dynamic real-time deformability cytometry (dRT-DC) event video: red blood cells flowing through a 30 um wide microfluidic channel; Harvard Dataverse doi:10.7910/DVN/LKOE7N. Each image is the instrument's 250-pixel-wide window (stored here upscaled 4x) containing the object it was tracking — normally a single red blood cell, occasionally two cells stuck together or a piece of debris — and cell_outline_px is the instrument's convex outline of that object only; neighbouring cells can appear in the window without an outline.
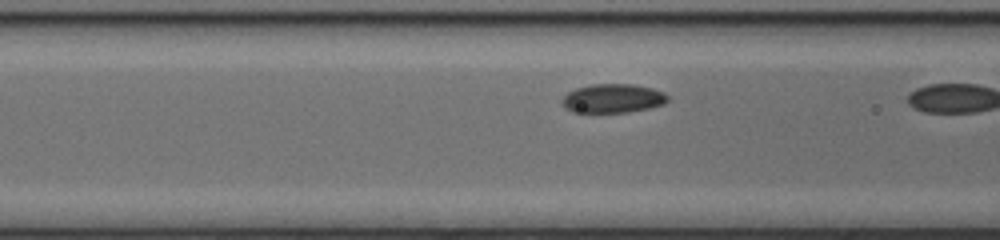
{"species": "common noctule bat (a hibernating species)", "species_latin": "Nyctalus noctula", "temperature_condition": "cold", "stored_images_in_passage": 8, "camera_frame_rate_fps": 3000, "um_per_image_px": 0.085, "animal": {"sex": "female", "body_mass_g": 17.0, "forearm_length_mm": 48.0}, "frame": {"image": 1, "passage_image": 7, "time_ms": 2.0, "image_size_px": [1000, 240], "cell_outline_px": [[668, 100], [664, 104], [648, 108], [628, 112], [572, 112], [564, 108], [560, 104], [560, 100], [568, 92], [576, 88], [592, 84], [632, 84], [652, 88], [664, 92], [668, 96]], "centroid_in_image_um": [52.06, 8.36], "position_along_channel_um": 114.5, "area_um2": 17.92}}